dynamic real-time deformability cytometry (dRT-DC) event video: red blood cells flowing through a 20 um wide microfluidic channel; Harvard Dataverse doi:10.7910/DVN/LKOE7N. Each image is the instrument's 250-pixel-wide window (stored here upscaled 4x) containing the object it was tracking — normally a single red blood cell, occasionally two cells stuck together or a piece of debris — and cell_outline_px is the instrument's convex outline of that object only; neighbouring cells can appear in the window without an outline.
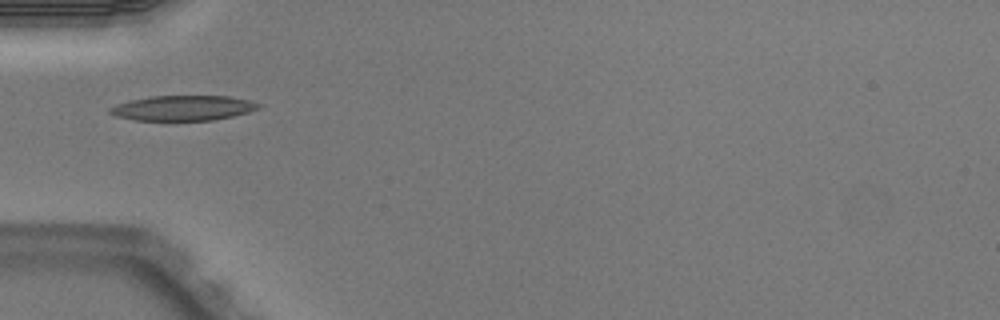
{"species": "Egyptian fruit bat (a non-hibernating species)", "species_latin": "Rousettus aegyptiacus", "temperature_condition": "warm", "stored_images_in_passage": 5, "camera_frame_rate_fps": 3000, "um_per_image_px": 0.085, "animal": {"sex": "male"}, "frame": {"image": 1, "passage_image": 4, "time_ms": 1.0, "image_size_px": [1000, 320], "cell_outline_px": [[260, 108], [248, 112], [232, 116], [212, 120], [132, 120], [116, 116], [108, 112], [108, 108], [132, 100], [152, 96], [228, 96], [248, 100], [260, 104]], "centroid_in_image_um": [15.55, 9.18], "position_along_channel_um": 69.4, "area_um2": 21.44}}